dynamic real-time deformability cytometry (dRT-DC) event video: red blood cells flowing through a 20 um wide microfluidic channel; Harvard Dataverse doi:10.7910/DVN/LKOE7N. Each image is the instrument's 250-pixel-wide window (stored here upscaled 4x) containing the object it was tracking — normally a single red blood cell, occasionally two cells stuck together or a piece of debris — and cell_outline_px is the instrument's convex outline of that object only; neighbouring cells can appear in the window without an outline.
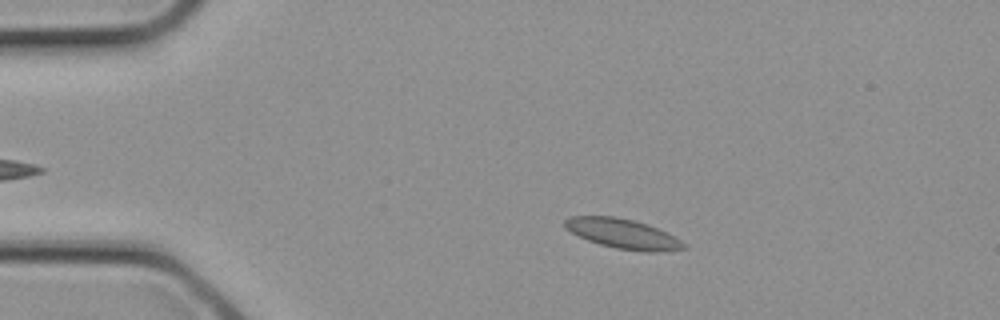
{"species": "common noctule bat (a hibernating species)", "species_latin": "Nyctalus noctula", "temperature_condition": "cold", "stored_images_in_passage": 2, "camera_frame_rate_fps": 3000, "um_per_image_px": 0.085, "animal": {"sex": "female", "body_mass_g": 21.9}, "frame": {"image": 1, "passage_image": 1, "time_ms": 0.0, "image_size_px": [1000, 320], "cell_outline_px": [[688, 248], [656, 252], [644, 252], [616, 248], [600, 244], [588, 240], [564, 228], [564, 220], [572, 216], [616, 216], [636, 220], [648, 224], [676, 236], [688, 244]], "centroid_in_image_um": [53.01, 19.86], "position_along_channel_um": 32.0, "area_um2": 20.87}}
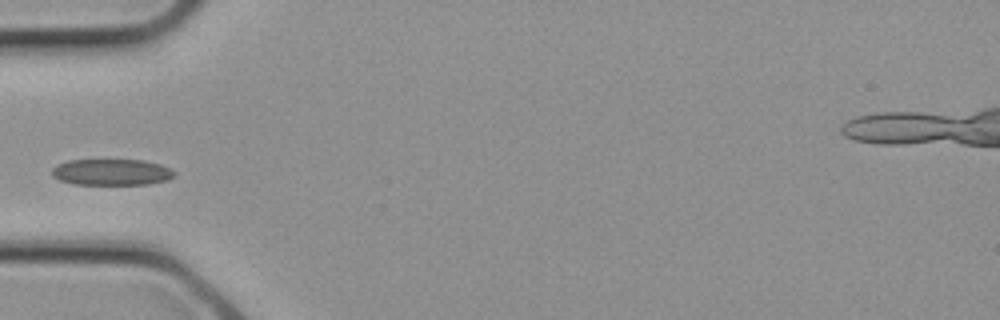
{"frame": {"image": 2, "passage_image": 2, "time_ms": 0.333, "image_size_px": [1000, 320], "cell_outline_px": [[176, 176], [168, 180], [148, 184], [72, 184], [60, 180], [52, 176], [52, 168], [56, 164], [68, 160], [144, 160], [160, 164], [176, 172]], "centroid_in_image_um": [9.48, 14.63], "position_along_channel_um": 75.5, "area_um2": 18.84}}